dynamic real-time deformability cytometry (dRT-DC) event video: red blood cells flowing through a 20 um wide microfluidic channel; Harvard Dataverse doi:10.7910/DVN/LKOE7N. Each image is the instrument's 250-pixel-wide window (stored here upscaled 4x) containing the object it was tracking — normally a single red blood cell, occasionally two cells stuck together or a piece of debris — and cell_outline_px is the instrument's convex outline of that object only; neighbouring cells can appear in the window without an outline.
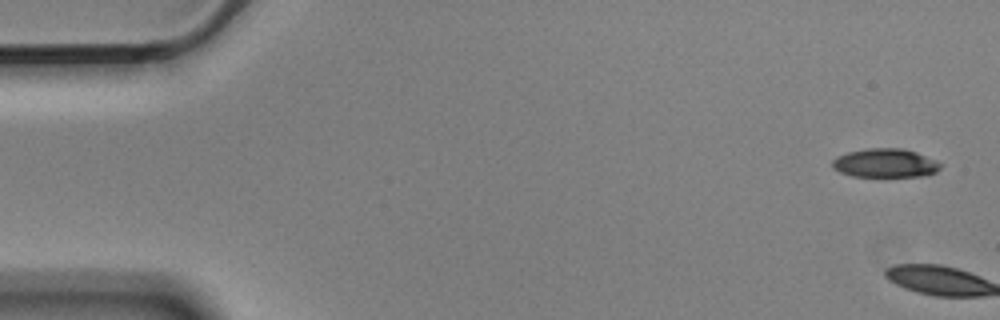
{"species": "Egyptian fruit bat (a non-hibernating species)", "species_latin": "Rousettus aegyptiacus", "temperature_condition": "cold", "stored_images_in_passage": 9, "camera_frame_rate_fps": 3000, "um_per_image_px": 0.085, "animal": {"sex": "male"}, "frame": {"image": 1, "passage_image": 1, "time_ms": 0.0, "image_size_px": [1000, 320], "cell_outline_px": [[940, 168], [936, 172], [924, 176], [852, 176], [840, 172], [832, 168], [832, 160], [836, 156], [848, 152], [868, 148], [904, 148], [916, 152], [936, 160], [940, 164]], "centroid_in_image_um": [75.22, 13.85], "position_along_channel_um": 9.8, "area_um2": 18.15}}
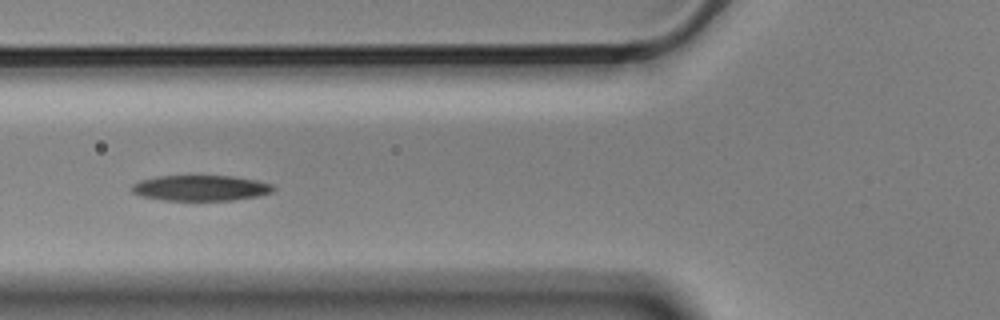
{"frame": {"image": 2, "passage_image": 7, "time_ms": 2.0, "image_size_px": [1000, 320], "cell_outline_px": [[276, 188], [272, 192], [256, 196], [236, 200], [164, 200], [140, 196], [132, 192], [132, 184], [140, 180], [156, 176], [232, 176], [256, 180], [272, 184]], "centroid_in_image_um": [17.05, 15.98], "position_along_channel_um": 108.8, "area_um2": 21.1}}
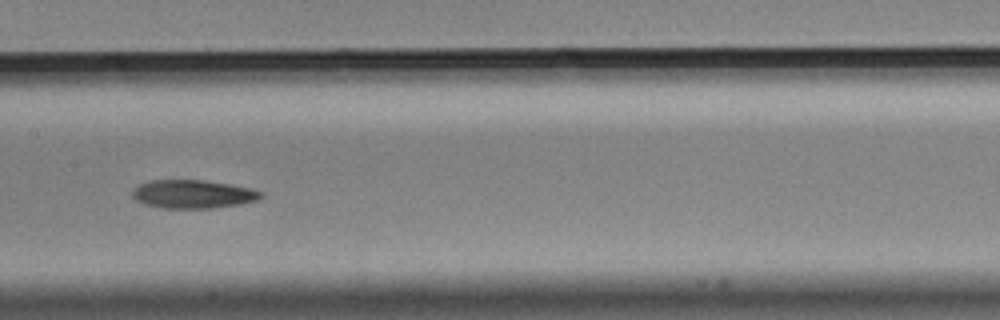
{"frame": {"image": 3, "passage_image": 9, "time_ms": 2.667, "image_size_px": [1000, 320], "cell_outline_px": [[264, 196], [256, 200], [240, 204], [212, 208], [160, 208], [144, 204], [136, 200], [132, 196], [132, 188], [140, 184], [152, 180], [204, 180], [228, 184], [248, 188], [264, 192]], "centroid_in_image_um": [16.37, 16.5], "position_along_channel_um": 191.0, "area_um2": 21.27}}